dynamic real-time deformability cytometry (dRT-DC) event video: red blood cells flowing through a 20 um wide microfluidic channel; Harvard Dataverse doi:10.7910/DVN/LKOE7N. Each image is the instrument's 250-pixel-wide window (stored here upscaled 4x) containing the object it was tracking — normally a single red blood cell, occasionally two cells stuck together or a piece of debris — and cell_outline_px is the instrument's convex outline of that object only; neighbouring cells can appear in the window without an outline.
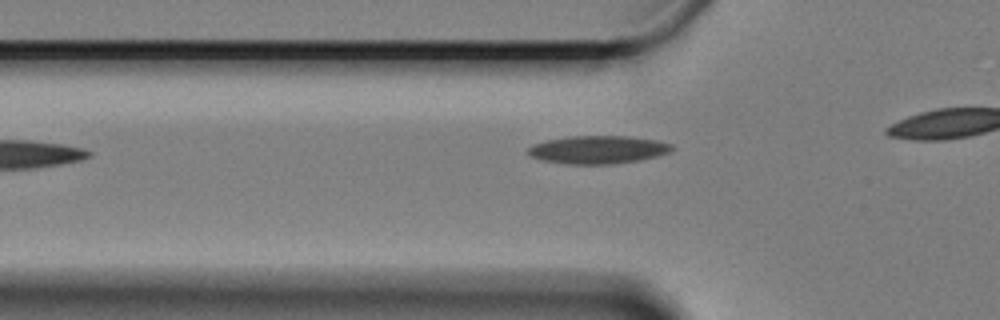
{"species": "Egyptian fruit bat (a non-hibernating species)", "species_latin": "Rousettus aegyptiacus", "temperature_condition": "cold", "stored_images_in_passage": 9, "camera_frame_rate_fps": 3000, "um_per_image_px": 0.085, "animal": {"sex": "female"}, "frame": {"image": 1, "passage_image": 3, "time_ms": 0.667, "image_size_px": [1000, 320], "cell_outline_px": [[672, 148], [668, 152], [656, 156], [636, 160], [612, 164], [568, 164], [540, 160], [528, 156], [528, 148], [532, 144], [548, 140], [568, 136], [628, 136], [656, 140], [672, 144]], "centroid_in_image_um": [50.76, 12.72], "position_along_channel_um": 75.0, "area_um2": 23.35}}
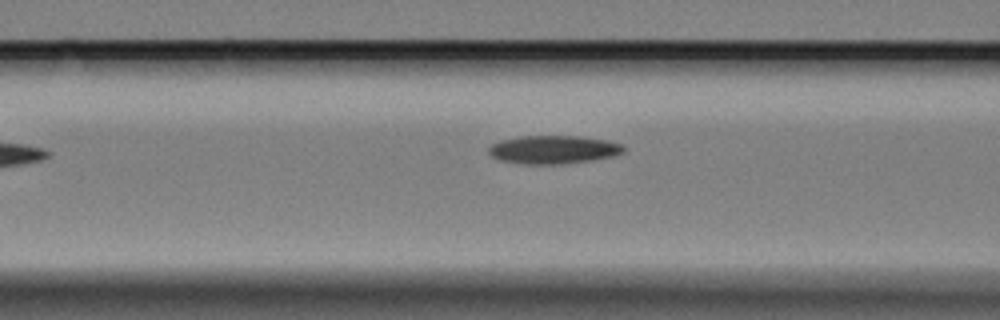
{"frame": {"image": 2, "passage_image": 7, "time_ms": 2.0, "image_size_px": [1000, 320], "cell_outline_px": [[624, 152], [612, 156], [592, 160], [560, 164], [524, 164], [500, 160], [492, 156], [488, 152], [488, 148], [492, 144], [500, 140], [520, 136], [580, 136], [608, 140], [620, 144], [624, 148]], "centroid_in_image_um": [47.02, 12.71], "position_along_channel_um": 119.6, "area_um2": 22.2}}